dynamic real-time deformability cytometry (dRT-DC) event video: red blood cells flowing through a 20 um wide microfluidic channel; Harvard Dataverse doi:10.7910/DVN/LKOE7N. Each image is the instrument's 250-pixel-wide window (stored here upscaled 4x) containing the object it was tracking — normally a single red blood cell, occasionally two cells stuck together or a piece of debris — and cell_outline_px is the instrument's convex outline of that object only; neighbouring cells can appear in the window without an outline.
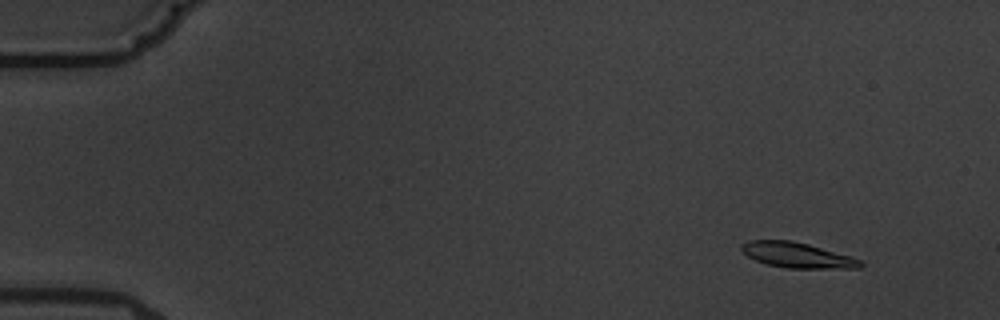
{"species": "common noctule bat (a hibernating species)", "species_latin": "Nyctalus noctula", "temperature_condition": "warm", "stored_images_in_passage": 5, "camera_frame_rate_fps": 3000, "um_per_image_px": 0.085, "animal": {"sex": "male", "body_mass_g": 19.5, "forearm_length_mm": 54.6}, "frame": {"image": 1, "passage_image": 2, "time_ms": 1.333, "image_size_px": [1000, 320], "cell_outline_px": [[864, 264], [860, 268], [784, 268], [768, 264], [756, 260], [748, 256], [740, 248], [740, 244], [748, 240], [792, 240], [808, 244], [852, 256], [860, 260]], "centroid_in_image_um": [67.77, 21.68], "position_along_channel_um": 17.2, "area_um2": 17.57}}
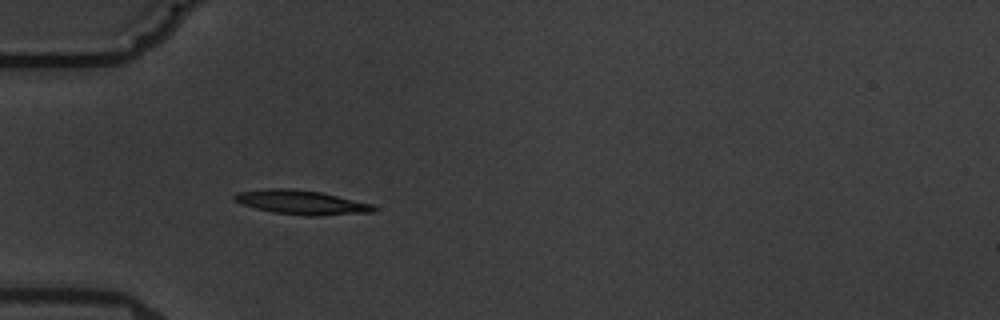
{"frame": {"image": 2, "passage_image": 5, "time_ms": 5.667, "image_size_px": [1000, 320], "cell_outline_px": [[376, 212], [316, 216], [304, 216], [272, 212], [256, 208], [232, 200], [232, 196], [236, 192], [268, 188], [292, 188], [320, 192], [372, 204], [376, 208]], "centroid_in_image_um": [25.59, 17.2], "position_along_channel_um": 59.4, "area_um2": 19.71}}